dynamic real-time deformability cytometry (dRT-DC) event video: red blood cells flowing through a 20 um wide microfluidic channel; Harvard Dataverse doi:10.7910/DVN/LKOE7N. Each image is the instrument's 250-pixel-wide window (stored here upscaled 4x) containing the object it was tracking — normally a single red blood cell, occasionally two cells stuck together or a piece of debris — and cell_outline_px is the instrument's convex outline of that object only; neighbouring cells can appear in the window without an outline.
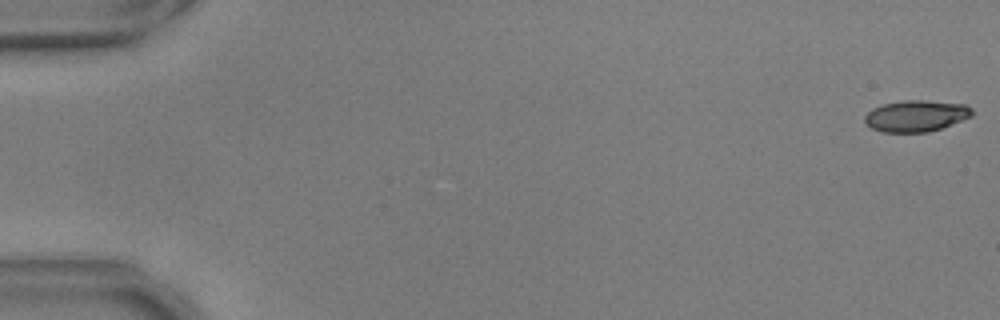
{"species": "common noctule bat (a hibernating species)", "species_latin": "Nyctalus noctula", "temperature_condition": "warm", "stored_images_in_passage": 51, "camera_frame_rate_fps": 3000, "um_per_image_px": 0.085, "animal": {"sex": "male", "body_mass_g": 17.9, "forearm_length_mm": 54.2}, "frame": {"image": 1, "passage_image": 1, "time_ms": 0.0, "image_size_px": [1000, 320], "cell_outline_px": [[972, 116], [940, 128], [928, 132], [880, 132], [872, 128], [864, 120], [864, 116], [872, 108], [884, 104], [904, 100], [924, 100], [964, 104], [972, 108]], "centroid_in_image_um": [77.85, 9.85], "position_along_channel_um": 7.2, "area_um2": 19.48}}
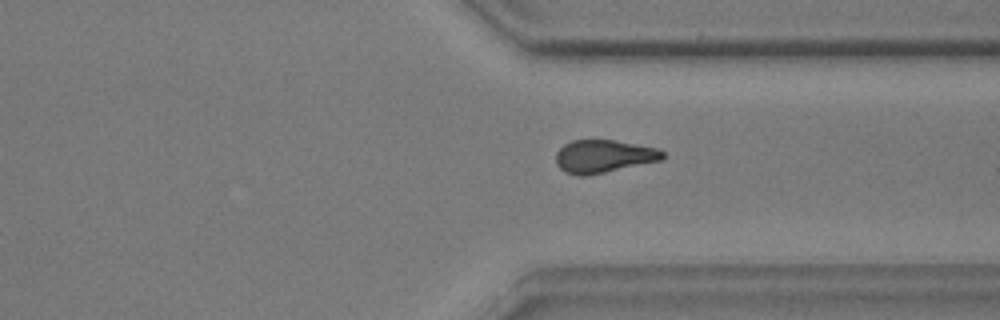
{"frame": {"image": 2, "passage_image": 42, "time_ms": 13.667, "image_size_px": [1000, 320], "cell_outline_px": [[664, 156], [660, 160], [604, 172], [584, 176], [580, 176], [564, 172], [556, 164], [556, 152], [564, 144], [572, 140], [616, 140], [656, 148], [664, 152]], "centroid_in_image_um": [51.26, 13.28], "position_along_channel_um": 360.1, "area_um2": 20.23}}
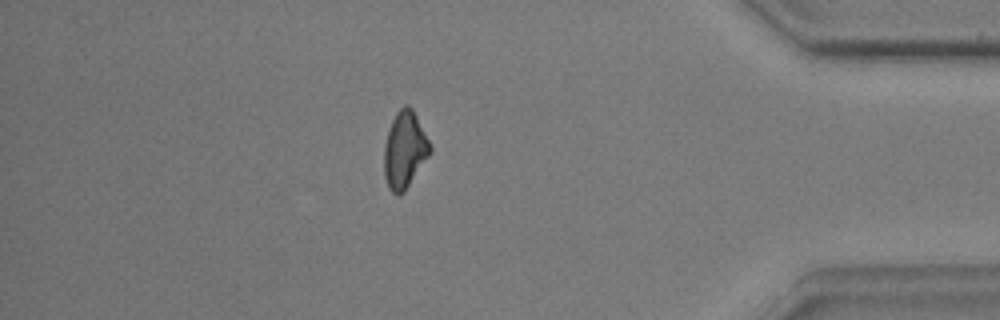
{"frame": {"image": 3, "passage_image": 48, "time_ms": 15.667, "image_size_px": [1000, 320], "cell_outline_px": [[432, 152], [404, 192], [396, 196], [388, 188], [384, 176], [384, 144], [388, 128], [396, 112], [404, 104], [408, 104], [412, 108], [432, 148]], "centroid_in_image_um": [34.38, 12.75], "position_along_channel_um": 400.8, "area_um2": 20.69}}